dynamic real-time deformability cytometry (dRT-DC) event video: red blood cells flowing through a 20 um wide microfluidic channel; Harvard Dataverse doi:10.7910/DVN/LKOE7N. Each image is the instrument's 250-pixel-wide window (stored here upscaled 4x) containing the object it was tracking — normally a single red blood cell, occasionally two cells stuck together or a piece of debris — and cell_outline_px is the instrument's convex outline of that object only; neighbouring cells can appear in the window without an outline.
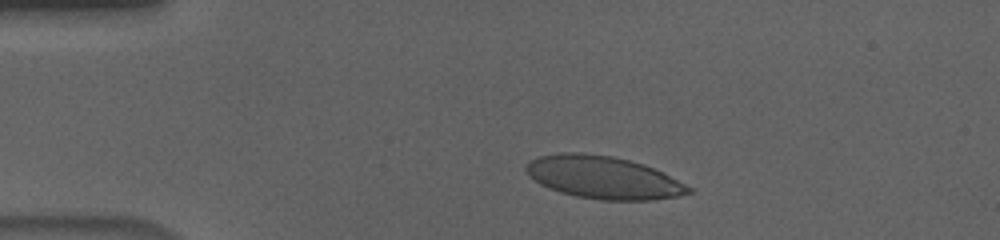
{"species": "human", "species_latin": "Homo sapiens", "temperature_condition": "cold", "stored_images_in_passage": 52, "camera_frame_rate_fps": 3000, "um_per_image_px": 0.085, "donor": {"sex": "male"}, "frame": {"image": 1, "passage_image": 7, "time_ms": 2.0, "image_size_px": [1000, 240], "cell_outline_px": [[692, 192], [676, 196], [652, 200], [600, 200], [576, 196], [560, 192], [548, 188], [540, 184], [524, 168], [528, 160], [540, 156], [564, 152], [580, 152], [612, 156], [644, 164], [692, 188]], "centroid_in_image_um": [51.24, 15.08], "position_along_channel_um": 33.8, "area_um2": 39.88}}
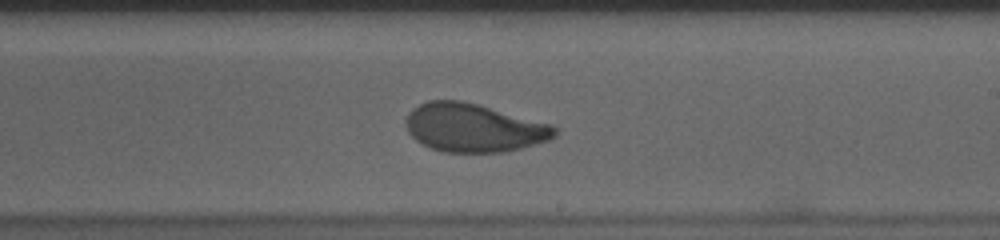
{"frame": {"image": 2, "passage_image": 29, "time_ms": 9.333, "image_size_px": [1000, 240], "cell_outline_px": [[556, 136], [548, 140], [520, 148], [504, 152], [444, 152], [428, 148], [416, 140], [408, 132], [404, 124], [404, 120], [408, 112], [412, 108], [428, 100], [460, 100], [480, 104], [552, 124], [556, 128]], "centroid_in_image_um": [40.23, 10.85], "position_along_channel_um": 248.8, "area_um2": 42.37}}
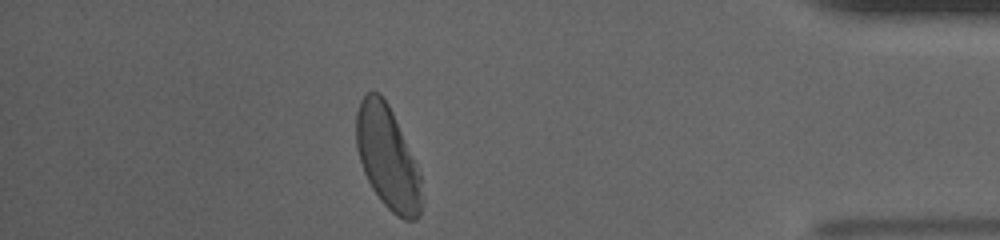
{"frame": {"image": 3, "passage_image": 45, "time_ms": 14.667, "image_size_px": [1000, 240], "cell_outline_px": [[424, 200], [420, 216], [416, 220], [404, 220], [396, 216], [380, 200], [372, 188], [364, 172], [356, 148], [356, 112], [360, 100], [368, 92], [380, 92], [388, 104], [392, 112], [416, 164], [420, 176]], "centroid_in_image_um": [32.95, 13.45], "position_along_channel_um": 402.2, "area_um2": 39.25}, "authors_computed_cell_mechanics": {"area_um2": 41.0669, "velocity_mm_per_s": 3.6165, "shape_relaxation_time_tau1_ms": 4.7623, "shape_relaxation_time_tau2_ms": 0.8246, "deformation_change_tau1": 0.1683, "deformation_change_tau2": 0.0524}}